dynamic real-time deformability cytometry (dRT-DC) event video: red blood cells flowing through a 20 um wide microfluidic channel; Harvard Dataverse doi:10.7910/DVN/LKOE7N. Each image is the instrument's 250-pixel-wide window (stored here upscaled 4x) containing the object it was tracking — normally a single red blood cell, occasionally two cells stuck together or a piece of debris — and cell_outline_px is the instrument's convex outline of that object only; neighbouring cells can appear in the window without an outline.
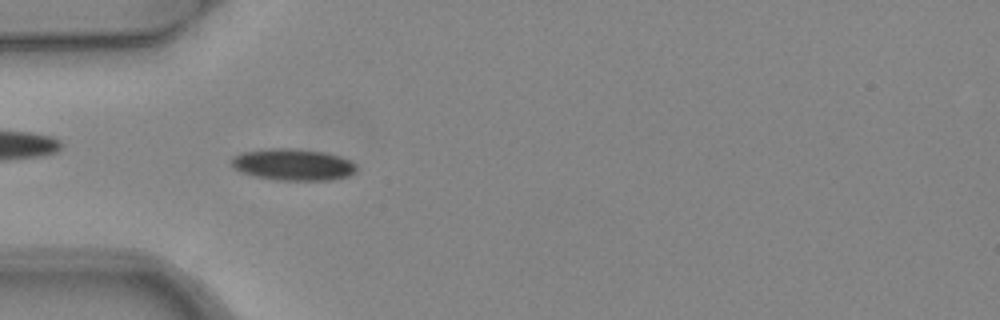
{"species": "common noctule bat (a hibernating species)", "species_latin": "Nyctalus noctula", "temperature_condition": "warm", "stored_images_in_passage": 6, "camera_frame_rate_fps": 3000, "um_per_image_px": 0.085, "animal": {"sex": "female", "body_mass_g": 24.6, "forearm_length_mm": 56.2}, "frame": {"image": 1, "passage_image": 5, "time_ms": 1.333, "image_size_px": [1000, 320], "cell_outline_px": [[356, 172], [348, 176], [328, 180], [276, 180], [252, 176], [240, 172], [232, 168], [228, 160], [232, 156], [240, 152], [272, 148], [292, 148], [324, 152], [340, 156], [356, 164]], "centroid_in_image_um": [24.82, 13.99], "position_along_channel_um": 60.2, "area_um2": 23.41}}
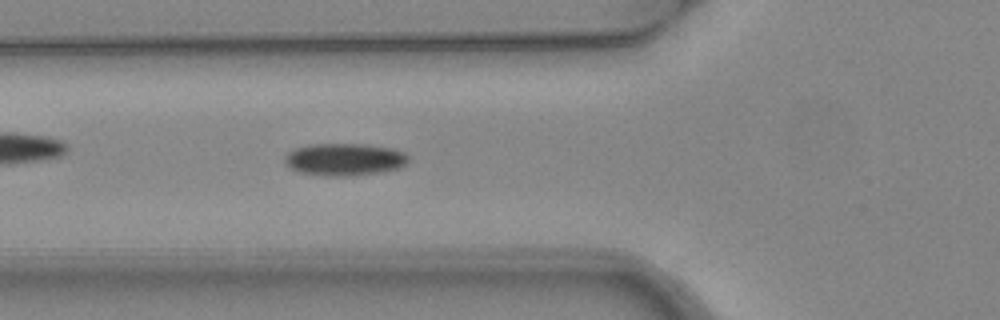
{"frame": {"image": 2, "passage_image": 6, "time_ms": 1.667, "image_size_px": [1000, 320], "cell_outline_px": [[408, 160], [400, 168], [380, 172], [352, 176], [324, 176], [300, 172], [292, 168], [284, 160], [284, 156], [288, 152], [296, 148], [308, 144], [368, 144], [392, 148], [404, 152], [408, 156]], "centroid_in_image_um": [29.29, 13.55], "position_along_channel_um": 96.5, "area_um2": 23.35}}